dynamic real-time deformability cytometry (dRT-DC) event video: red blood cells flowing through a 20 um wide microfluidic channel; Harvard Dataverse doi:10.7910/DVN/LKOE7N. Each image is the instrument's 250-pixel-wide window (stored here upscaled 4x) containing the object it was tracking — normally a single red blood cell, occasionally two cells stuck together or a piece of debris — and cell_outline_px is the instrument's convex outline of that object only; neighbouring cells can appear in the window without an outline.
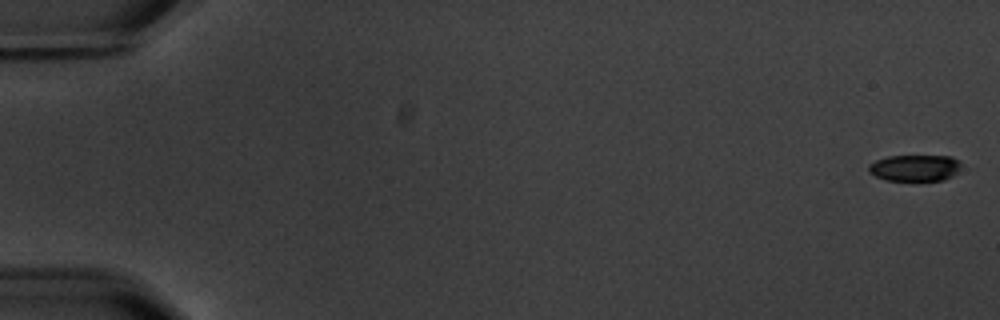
{"species": "common noctule bat (a hibernating species)", "species_latin": "Nyctalus noctula", "temperature_condition": "warm", "stored_images_in_passage": 7, "camera_frame_rate_fps": 3000, "um_per_image_px": 0.085, "animal": {"sex": "male", "body_mass_g": 20.1, "forearm_length_mm": 53.5}, "frame": {"image": 1, "passage_image": 1, "time_ms": 0.0, "image_size_px": [1000, 320], "cell_outline_px": [[964, 168], [952, 176], [944, 180], [888, 180], [876, 176], [868, 172], [868, 164], [876, 160], [888, 156], [952, 156], [960, 160], [964, 164]], "centroid_in_image_um": [77.84, 14.26], "position_along_channel_um": 7.2, "area_um2": 14.51}}
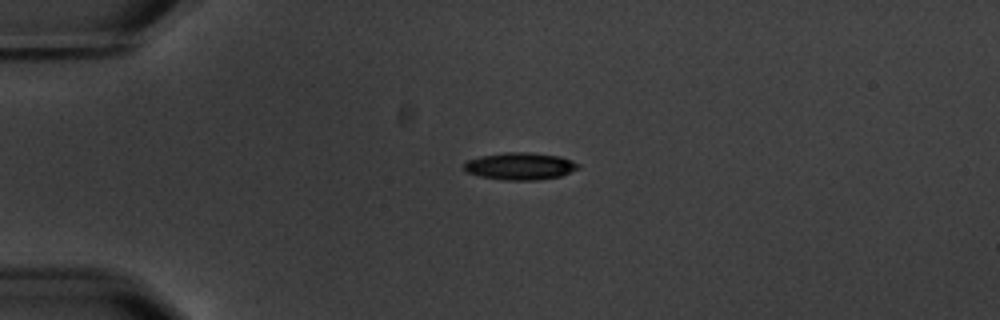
{"frame": {"image": 2, "passage_image": 5, "time_ms": 4.667, "image_size_px": [1000, 320], "cell_outline_px": [[580, 168], [560, 176], [540, 180], [504, 180], [480, 176], [464, 172], [464, 164], [468, 160], [480, 156], [504, 152], [528, 152], [560, 156], [572, 160], [580, 164]], "centroid_in_image_um": [44.22, 14.12], "position_along_channel_um": 40.8, "area_um2": 18.26}}
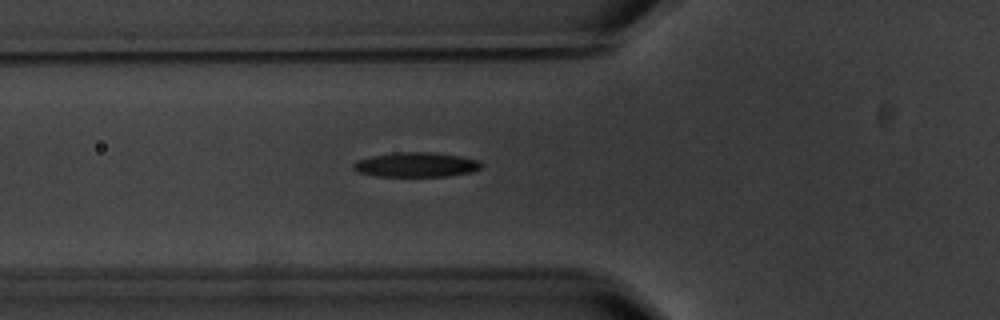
{"frame": {"image": 3, "passage_image": 7, "time_ms": 7.0, "image_size_px": [1000, 320], "cell_outline_px": [[480, 168], [472, 172], [448, 176], [376, 176], [356, 172], [352, 168], [352, 164], [360, 160], [372, 156], [400, 152], [432, 152], [460, 156], [480, 160]], "centroid_in_image_um": [35.37, 14.0], "position_along_channel_um": 90.4, "area_um2": 18.26}}